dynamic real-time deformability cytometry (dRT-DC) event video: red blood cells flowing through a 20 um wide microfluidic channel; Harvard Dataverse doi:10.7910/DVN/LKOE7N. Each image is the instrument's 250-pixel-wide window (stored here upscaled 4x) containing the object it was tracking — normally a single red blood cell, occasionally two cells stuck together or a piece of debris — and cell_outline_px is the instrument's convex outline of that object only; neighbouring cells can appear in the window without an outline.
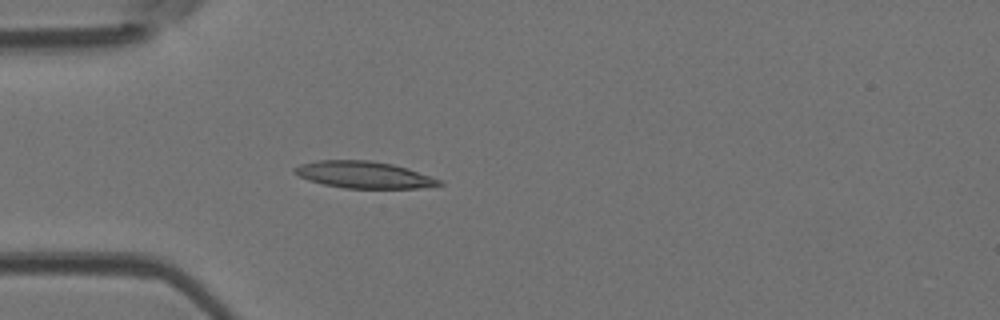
{"species": "Egyptian fruit bat (a non-hibernating species)", "species_latin": "Rousettus aegyptiacus", "temperature_condition": "room temperature", "stored_images_in_passage": 4, "camera_frame_rate_fps": 3000, "um_per_image_px": 0.085, "animal": {"sex": "female"}, "frame": {"image": 1, "passage_image": 4, "time_ms": 1.0, "image_size_px": [1000, 320], "cell_outline_px": [[444, 184], [420, 188], [344, 188], [324, 184], [308, 180], [292, 172], [292, 168], [300, 164], [320, 160], [372, 160], [392, 164], [408, 168], [440, 180]], "centroid_in_image_um": [30.9, 14.85], "position_along_channel_um": 54.1, "area_um2": 22.54}}